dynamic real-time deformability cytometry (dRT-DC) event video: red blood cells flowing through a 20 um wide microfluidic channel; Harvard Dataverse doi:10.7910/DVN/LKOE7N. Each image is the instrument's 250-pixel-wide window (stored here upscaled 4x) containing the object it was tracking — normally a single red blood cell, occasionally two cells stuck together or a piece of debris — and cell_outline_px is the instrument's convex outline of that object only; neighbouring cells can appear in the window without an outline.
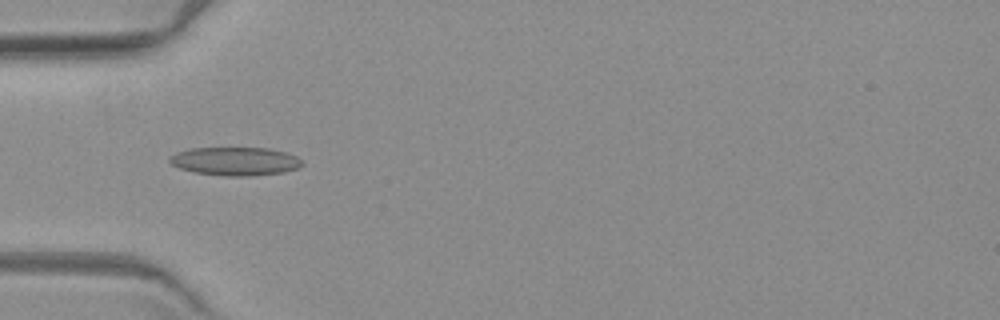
{"species": "common noctule bat (a hibernating species)", "species_latin": "Nyctalus noctula", "temperature_condition": "warm", "stored_images_in_passage": 4, "camera_frame_rate_fps": 3000, "um_per_image_px": 0.085, "animal": {"sex": "female", "body_mass_g": 19.3, "forearm_length_mm": 54.1}, "frame": {"image": 1, "passage_image": 3, "time_ms": 3.333, "image_size_px": [1000, 320], "cell_outline_px": [[304, 164], [300, 168], [284, 172], [252, 176], [224, 176], [196, 172], [180, 168], [172, 164], [168, 160], [168, 156], [176, 152], [188, 148], [268, 148], [284, 152], [296, 156], [304, 160]], "centroid_in_image_um": [20.02, 13.71], "position_along_channel_um": 65.0, "area_um2": 22.14}}
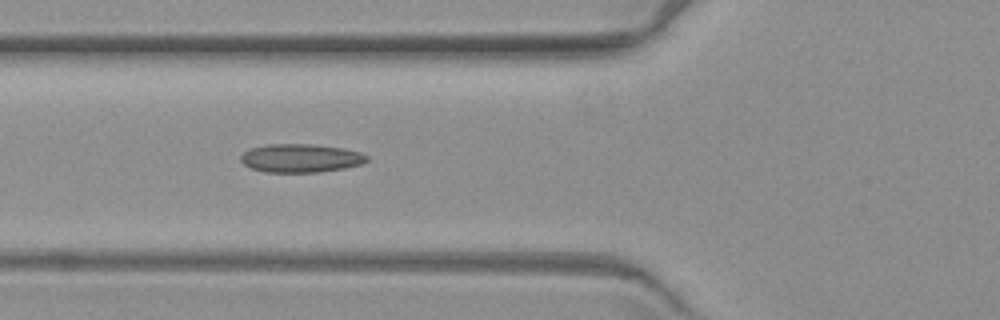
{"frame": {"image": 2, "passage_image": 4, "time_ms": 4.333, "image_size_px": [1000, 320], "cell_outline_px": [[368, 160], [360, 164], [344, 168], [320, 172], [264, 172], [252, 168], [244, 164], [240, 160], [240, 156], [244, 152], [252, 148], [268, 144], [312, 144], [344, 148], [360, 152], [368, 156]], "centroid_in_image_um": [25.56, 13.44], "position_along_channel_um": 100.2, "area_um2": 20.87}}